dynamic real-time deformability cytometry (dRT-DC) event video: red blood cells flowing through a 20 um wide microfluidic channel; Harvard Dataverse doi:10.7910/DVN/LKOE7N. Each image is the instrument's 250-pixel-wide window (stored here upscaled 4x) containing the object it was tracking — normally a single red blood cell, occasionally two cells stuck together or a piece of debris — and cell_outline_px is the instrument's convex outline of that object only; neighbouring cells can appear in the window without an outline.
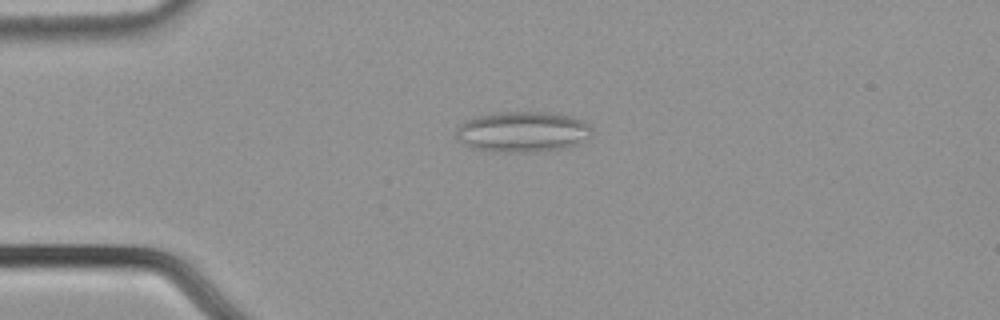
{"species": "common noctule bat (a hibernating species)", "species_latin": "Nyctalus noctula", "temperature_condition": "cold", "stored_images_in_passage": 54, "camera_frame_rate_fps": 3000, "um_per_image_px": 0.085, "animal": {"sex": "male", "body_mass_g": 21.5, "forearm_length_mm": 52.0}, "frame": {"image": 1, "passage_image": 12, "time_ms": 3.667, "image_size_px": [1000, 320], "cell_outline_px": [[592, 132], [588, 136], [576, 144], [564, 148], [528, 152], [488, 152], [472, 148], [464, 144], [456, 136], [456, 128], [460, 124], [476, 116], [492, 112], [544, 112], [568, 116], [580, 120], [588, 124], [592, 128]], "centroid_in_image_um": [44.35, 11.21], "position_along_channel_um": 40.6, "area_um2": 32.02}}
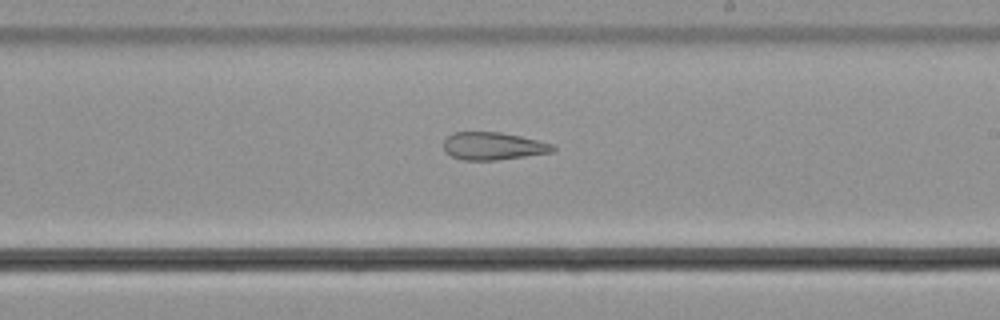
{"frame": {"image": 2, "passage_image": 31, "time_ms": 10.0, "image_size_px": [1000, 320], "cell_outline_px": [[556, 148], [552, 152], [496, 160], [464, 160], [452, 156], [444, 152], [444, 140], [448, 136], [456, 132], [500, 132], [520, 136], [552, 144]], "centroid_in_image_um": [41.88, 12.41], "position_along_channel_um": 247.1, "area_um2": 17.4}}
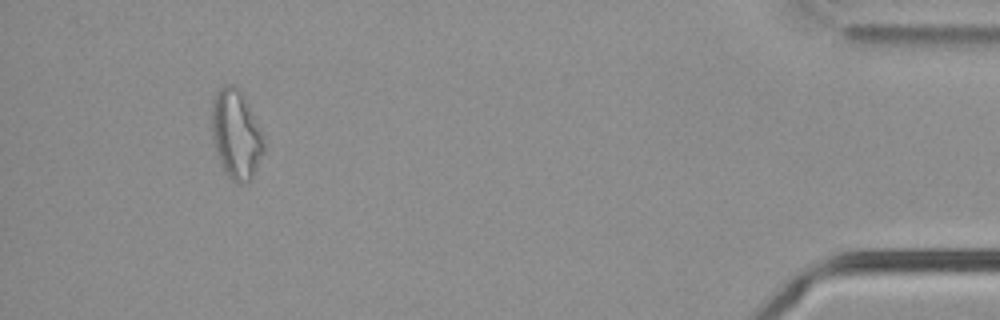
{"frame": {"image": 3, "passage_image": 50, "time_ms": 16.333, "image_size_px": [1000, 320], "cell_outline_px": [[264, 152], [252, 176], [248, 180], [236, 184], [224, 172], [220, 164], [216, 152], [212, 136], [212, 100], [216, 92], [224, 84], [232, 84], [240, 88], [264, 136]], "centroid_in_image_um": [20.05, 11.39], "position_along_channel_um": 415.1, "area_um2": 27.05}, "authors_computed_cell_mechanics": {"area_um2": 23.8714, "velocity_mm_per_s": 3.7254, "shape_relaxation_time_tau1_ms": null, "shape_relaxation_time_tau2_ms": 6.1945, "deformation_change_tau1": null, "deformation_change_tau2": 0.1482}}